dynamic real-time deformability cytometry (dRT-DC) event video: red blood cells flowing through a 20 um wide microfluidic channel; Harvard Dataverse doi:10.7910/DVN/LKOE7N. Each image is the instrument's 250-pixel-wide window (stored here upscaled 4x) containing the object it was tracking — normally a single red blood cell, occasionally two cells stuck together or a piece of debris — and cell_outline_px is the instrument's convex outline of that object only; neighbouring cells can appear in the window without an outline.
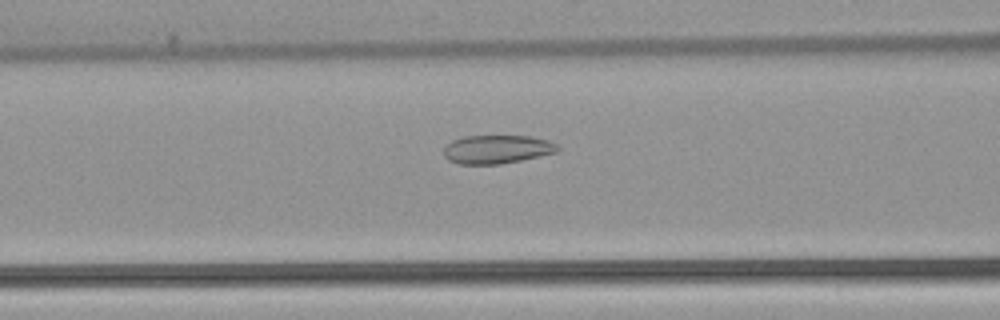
{"species": "common noctule bat (a hibernating species)", "species_latin": "Nyctalus noctula", "temperature_condition": "warm", "stored_images_in_passage": 53, "camera_frame_rate_fps": 3000, "um_per_image_px": 0.085, "animal": {"sex": "female", "body_mass_g": 22.7, "forearm_length_mm": 54.2}, "frame": {"image": 1, "passage_image": 22, "time_ms": 7.0, "image_size_px": [1000, 320], "cell_outline_px": [[560, 148], [556, 152], [540, 156], [500, 164], [460, 164], [448, 160], [444, 156], [444, 148], [452, 140], [464, 136], [532, 136], [548, 140], [556, 144]], "centroid_in_image_um": [42.24, 12.69], "position_along_channel_um": 124.4, "area_um2": 18.9}}
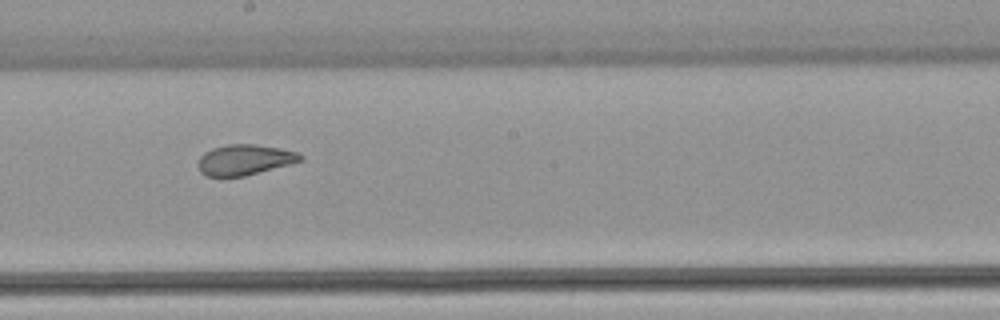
{"frame": {"image": 2, "passage_image": 30, "time_ms": 9.667, "image_size_px": [1000, 320], "cell_outline_px": [[304, 160], [244, 176], [208, 176], [200, 172], [196, 164], [200, 156], [204, 152], [212, 148], [228, 144], [256, 144], [280, 148], [296, 152], [304, 156]], "centroid_in_image_um": [20.77, 13.57], "position_along_channel_um": 227.4, "area_um2": 18.21}}
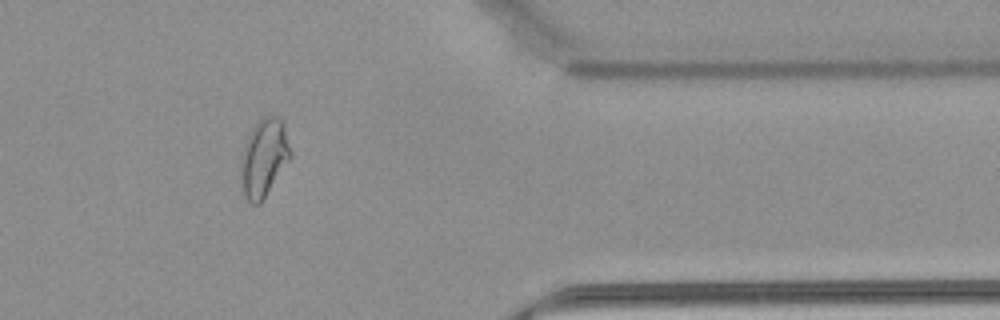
{"frame": {"image": 3, "passage_image": 44, "time_ms": 14.333, "image_size_px": [1000, 320], "cell_outline_px": [[292, 156], [260, 204], [252, 204], [244, 196], [244, 144], [252, 128], [264, 116], [276, 116], [284, 120], [292, 152]], "centroid_in_image_um": [22.53, 13.35], "position_along_channel_um": 388.9, "area_um2": 21.79}, "authors_computed_cell_mechanics": {"area_um2": 23.2356, "velocity_mm_per_s": 3.8764, "shape_relaxation_time_tau1_ms": null, "shape_relaxation_time_tau2_ms": 1.3821, "deformation_change_tau1": null, "deformation_change_tau2": 0.0832}}